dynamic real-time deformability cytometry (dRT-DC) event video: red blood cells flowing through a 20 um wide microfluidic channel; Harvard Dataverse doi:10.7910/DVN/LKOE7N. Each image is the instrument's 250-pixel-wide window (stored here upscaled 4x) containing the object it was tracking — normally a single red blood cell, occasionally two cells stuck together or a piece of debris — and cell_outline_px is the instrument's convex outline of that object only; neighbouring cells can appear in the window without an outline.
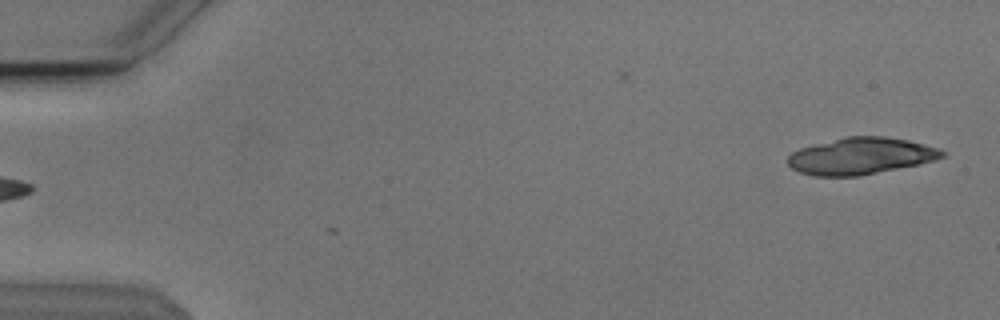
{"species": "Egyptian fruit bat (a non-hibernating species)", "species_latin": "Rousettus aegyptiacus", "temperature_condition": "cold", "stored_images_in_passage": 5, "camera_frame_rate_fps": 3000, "um_per_image_px": 0.085, "animal": {"sex": "male"}, "frame": {"image": 1, "passage_image": 1, "time_ms": 0.0, "image_size_px": [1000, 320], "cell_outline_px": [[948, 156], [936, 160], [860, 176], [816, 176], [800, 172], [792, 168], [788, 164], [788, 156], [792, 152], [800, 148], [844, 136], [884, 136], [908, 140], [940, 148], [948, 152]], "centroid_in_image_um": [73.21, 13.25], "position_along_channel_um": 11.8, "area_um2": 33.18}}